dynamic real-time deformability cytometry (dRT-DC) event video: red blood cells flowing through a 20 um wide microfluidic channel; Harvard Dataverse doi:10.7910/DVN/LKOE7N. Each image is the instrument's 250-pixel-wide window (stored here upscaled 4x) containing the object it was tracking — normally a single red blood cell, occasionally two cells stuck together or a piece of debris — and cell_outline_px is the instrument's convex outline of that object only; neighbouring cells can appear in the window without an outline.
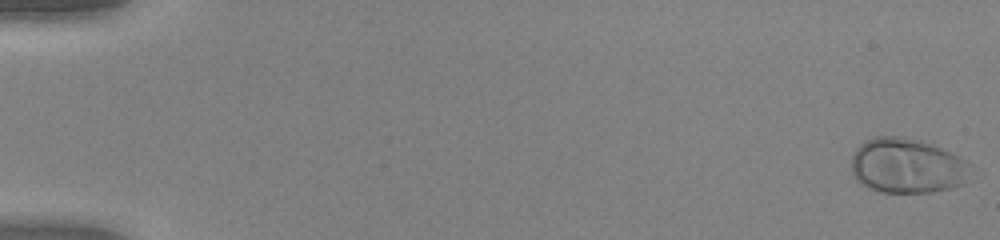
{"species": "human", "species_latin": "Homo sapiens", "temperature_condition": "warm", "stored_images_in_passage": 52, "camera_frame_rate_fps": 3000, "um_per_image_px": 0.085, "donor": {"sex": "female"}, "frame": {"image": 1, "passage_image": 1, "time_ms": 0.0, "image_size_px": [1000, 240], "cell_outline_px": [[972, 164], [964, 184], [932, 192], [880, 192], [860, 184], [856, 180], [852, 172], [852, 156], [856, 148], [864, 140], [876, 136], [904, 136], [920, 140], [932, 144]], "centroid_in_image_um": [77.06, 14.09], "position_along_channel_um": 7.9, "area_um2": 38.21}}
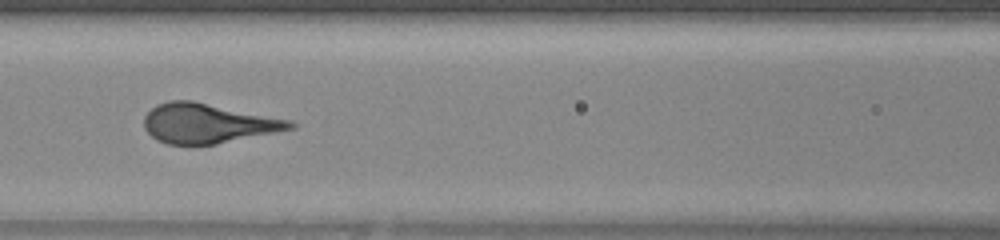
{"frame": {"image": 2, "passage_image": 25, "time_ms": 8.0, "image_size_px": [1000, 240], "cell_outline_px": [[296, 128], [216, 144], [168, 144], [156, 140], [144, 128], [144, 116], [156, 104], [168, 100], [192, 100], [292, 120], [296, 124]], "centroid_in_image_um": [17.67, 10.47], "position_along_channel_um": 148.9, "area_um2": 33.76}}
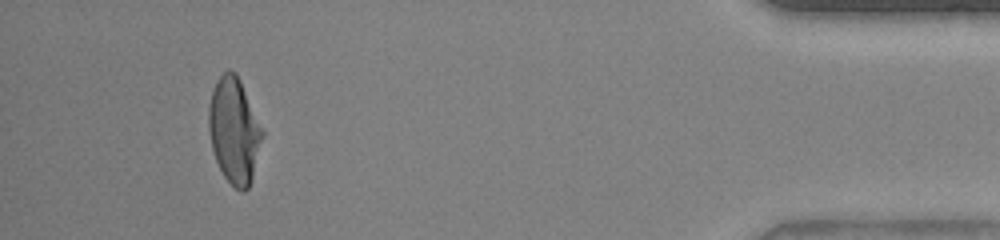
{"frame": {"image": 3, "passage_image": 49, "time_ms": 16.0, "image_size_px": [1000, 240], "cell_outline_px": [[264, 136], [252, 176], [248, 188], [244, 192], [240, 192], [224, 176], [216, 160], [212, 148], [208, 128], [208, 108], [212, 92], [216, 80], [228, 68], [236, 72], [240, 80], [264, 132]], "centroid_in_image_um": [19.9, 11.08], "position_along_channel_um": 415.3, "area_um2": 32.83}}